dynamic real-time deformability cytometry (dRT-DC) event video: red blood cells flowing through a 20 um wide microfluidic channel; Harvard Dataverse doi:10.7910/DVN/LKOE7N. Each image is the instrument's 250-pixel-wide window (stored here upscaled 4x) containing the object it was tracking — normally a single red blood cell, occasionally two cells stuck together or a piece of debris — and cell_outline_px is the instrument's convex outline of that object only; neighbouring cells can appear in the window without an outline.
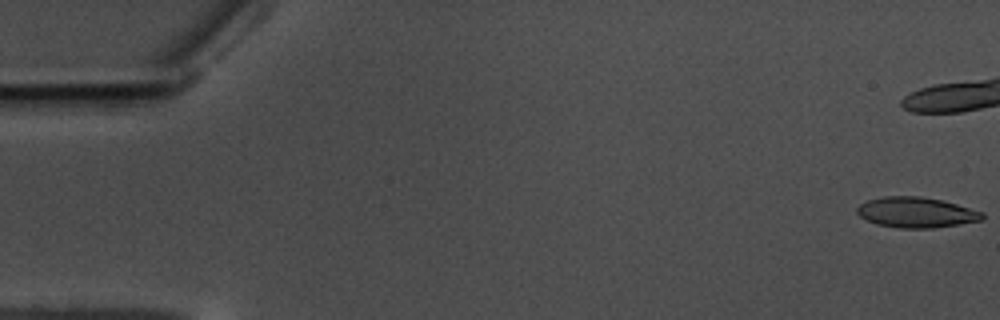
{"species": "common noctule bat (a hibernating species)", "species_latin": "Nyctalus noctula", "temperature_condition": "warm", "stored_images_in_passage": 46, "camera_frame_rate_fps": 3000, "um_per_image_px": 0.085, "animal": {"sex": "male", "body_mass_g": 17.5, "forearm_length_mm": 52.3}, "frame": {"image": 1, "passage_image": 1, "time_ms": 0.0, "image_size_px": [1000, 320], "cell_outline_px": [[984, 216], [980, 220], [932, 228], [900, 228], [876, 224], [860, 216], [856, 212], [856, 208], [860, 204], [868, 200], [884, 196], [920, 196], [940, 200], [956, 204], [984, 212]], "centroid_in_image_um": [77.84, 18.05], "position_along_channel_um": 7.2, "area_um2": 21.96}}